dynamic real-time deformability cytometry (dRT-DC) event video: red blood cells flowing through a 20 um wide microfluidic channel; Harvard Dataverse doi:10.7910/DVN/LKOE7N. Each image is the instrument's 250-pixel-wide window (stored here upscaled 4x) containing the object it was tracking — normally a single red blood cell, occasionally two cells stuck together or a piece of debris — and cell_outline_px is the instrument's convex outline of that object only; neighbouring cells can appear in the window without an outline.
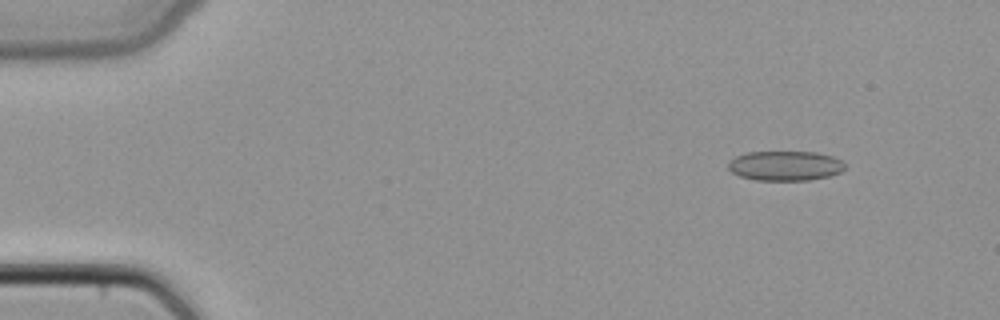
{"species": "common noctule bat (a hibernating species)", "species_latin": "Nyctalus noctula", "temperature_condition": "cold", "stored_images_in_passage": 45, "camera_frame_rate_fps": 3000, "um_per_image_px": 0.085, "animal": {"sex": "female", "body_mass_g": 22.7, "forearm_length_mm": 54.2}, "frame": {"image": 1, "passage_image": 2, "time_ms": 0.333, "image_size_px": [1000, 320], "cell_outline_px": [[844, 168], [840, 172], [828, 176], [808, 180], [756, 180], [740, 176], [732, 172], [728, 168], [728, 160], [736, 156], [748, 152], [816, 152], [832, 156], [840, 160], [844, 164]], "centroid_in_image_um": [66.7, 14.08], "position_along_channel_um": 18.3, "area_um2": 20.11}}
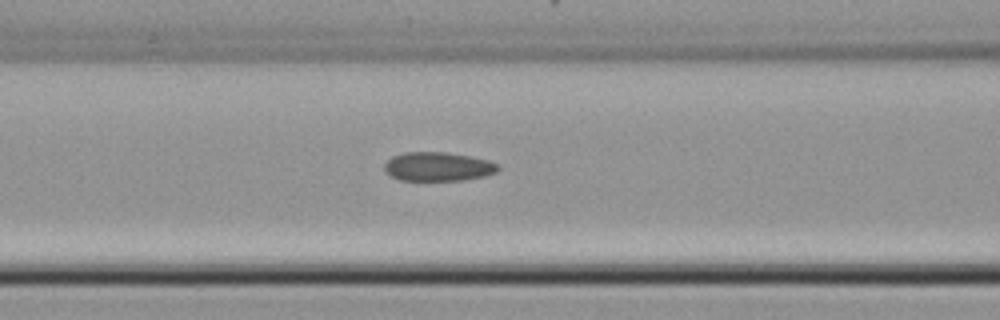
{"frame": {"image": 2, "passage_image": 17, "time_ms": 5.333, "image_size_px": [1000, 320], "cell_outline_px": [[500, 168], [496, 172], [484, 176], [464, 180], [400, 180], [384, 172], [384, 164], [392, 156], [404, 152], [448, 152], [472, 156], [488, 160], [500, 164]], "centroid_in_image_um": [37.24, 14.15], "position_along_channel_um": 129.4, "area_um2": 19.36}}
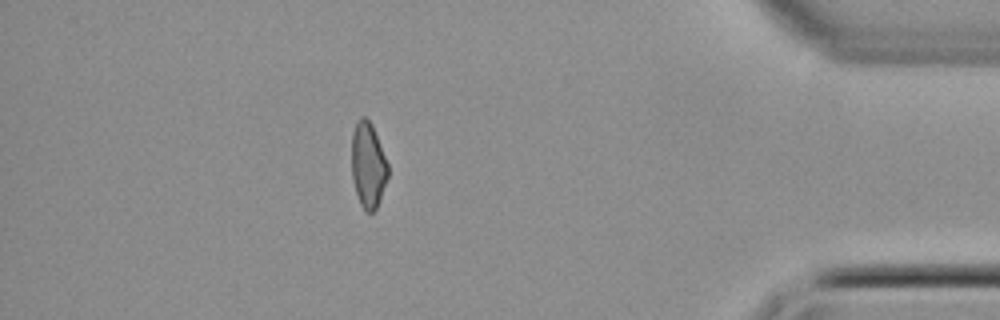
{"frame": {"image": 3, "passage_image": 39, "time_ms": 12.667, "image_size_px": [1000, 320], "cell_outline_px": [[388, 176], [380, 200], [376, 208], [372, 212], [368, 212], [360, 204], [352, 180], [352, 132], [360, 116], [364, 116], [372, 124], [388, 164]], "centroid_in_image_um": [31.28, 14.03], "position_along_channel_um": 403.9, "area_um2": 17.98}}